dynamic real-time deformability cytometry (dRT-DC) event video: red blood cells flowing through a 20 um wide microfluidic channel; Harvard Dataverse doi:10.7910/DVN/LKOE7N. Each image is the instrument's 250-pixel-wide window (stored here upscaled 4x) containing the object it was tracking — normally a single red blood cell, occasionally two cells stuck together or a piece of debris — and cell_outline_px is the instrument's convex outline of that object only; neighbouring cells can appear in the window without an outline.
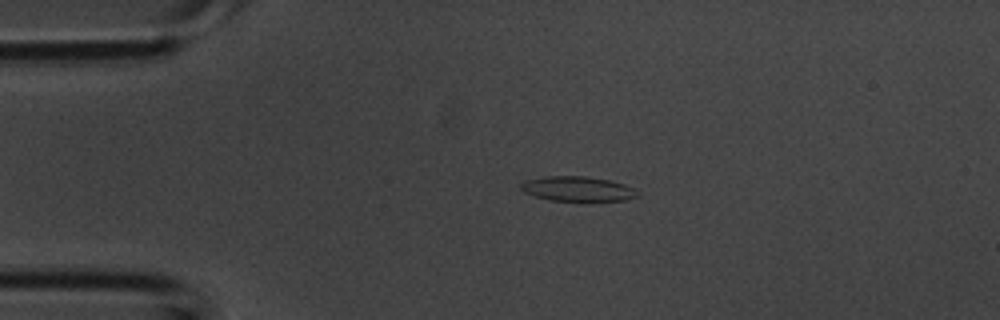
{"species": "common noctule bat (a hibernating species)", "species_latin": "Nyctalus noctula", "temperature_condition": "room temperature", "stored_images_in_passage": 41, "camera_frame_rate_fps": 3000, "um_per_image_px": 0.085, "animal": {"sex": "male", "body_mass_g": 20.1, "forearm_length_mm": 53.5}, "frame": {"image": 1, "passage_image": 8, "time_ms": 2.333, "image_size_px": [1000, 320], "cell_outline_px": [[640, 196], [628, 200], [584, 204], [552, 200], [536, 196], [524, 192], [520, 188], [520, 184], [524, 180], [544, 176], [584, 176], [608, 180], [624, 184], [632, 188]], "centroid_in_image_um": [49.12, 16.1], "position_along_channel_um": 35.9, "area_um2": 17.69}}
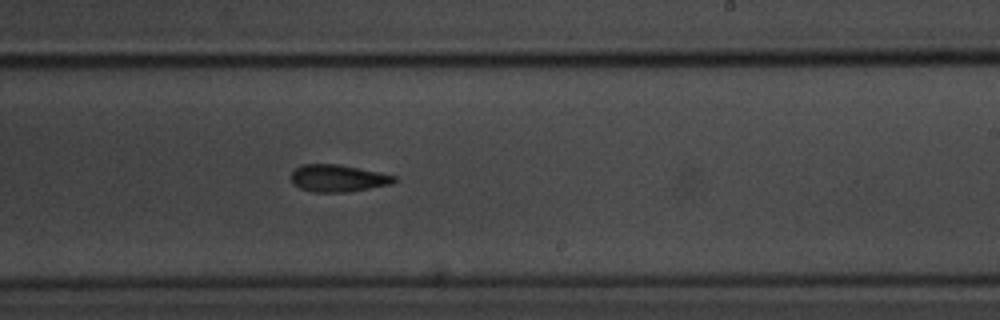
{"frame": {"image": 2, "passage_image": 24, "time_ms": 7.667, "image_size_px": [1000, 320], "cell_outline_px": [[396, 180], [392, 184], [348, 192], [316, 192], [300, 188], [292, 184], [292, 172], [300, 164], [340, 164], [380, 172], [396, 176]], "centroid_in_image_um": [28.73, 15.14], "position_along_channel_um": 260.3, "area_um2": 16.36}}
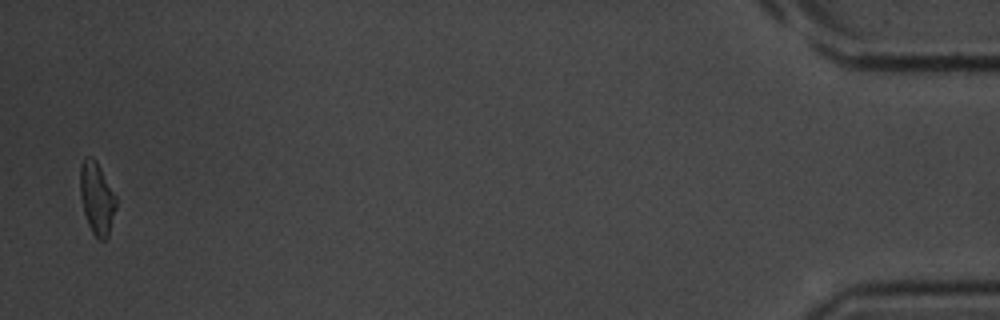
{"frame": {"image": 3, "passage_image": 40, "time_ms": 13.0, "image_size_px": [1000, 320], "cell_outline_px": [[116, 208], [108, 236], [104, 240], [100, 240], [92, 232], [88, 224], [84, 212], [80, 196], [80, 164], [84, 156], [92, 156], [96, 160], [116, 196]], "centroid_in_image_um": [8.22, 16.81], "position_along_channel_um": 427.0, "area_um2": 15.14}}